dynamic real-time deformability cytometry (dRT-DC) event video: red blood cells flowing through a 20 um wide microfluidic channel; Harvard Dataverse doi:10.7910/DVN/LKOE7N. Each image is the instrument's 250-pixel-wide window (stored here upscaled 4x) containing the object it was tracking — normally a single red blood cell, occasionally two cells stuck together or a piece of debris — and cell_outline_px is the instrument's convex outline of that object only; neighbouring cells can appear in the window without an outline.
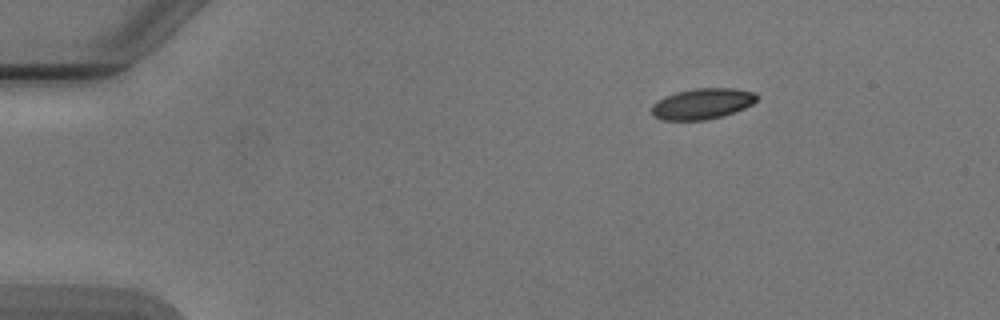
{"species": "Egyptian fruit bat (a non-hibernating species)", "species_latin": "Rousettus aegyptiacus", "temperature_condition": "cold", "stored_images_in_passage": 3, "camera_frame_rate_fps": 3000, "um_per_image_px": 0.085, "animal": {"sex": "male"}, "frame": {"image": 1, "passage_image": 1, "time_ms": 0.0, "image_size_px": [1000, 320], "cell_outline_px": [[756, 100], [752, 104], [744, 108], [708, 120], [660, 120], [652, 116], [652, 104], [676, 92], [696, 88], [736, 88], [756, 92]], "centroid_in_image_um": [59.69, 8.82], "position_along_channel_um": 25.3, "area_um2": 18.73}}